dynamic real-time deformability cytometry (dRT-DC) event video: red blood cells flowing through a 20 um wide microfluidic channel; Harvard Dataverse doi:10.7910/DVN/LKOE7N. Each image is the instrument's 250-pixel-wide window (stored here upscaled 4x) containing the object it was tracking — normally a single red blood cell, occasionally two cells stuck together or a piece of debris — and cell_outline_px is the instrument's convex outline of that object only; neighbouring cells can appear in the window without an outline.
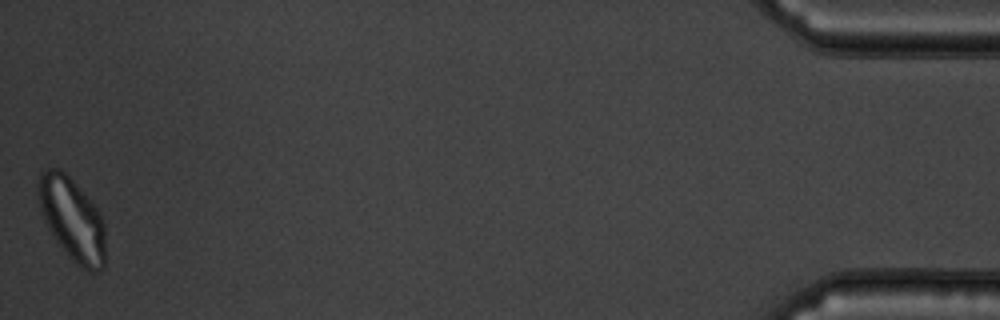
{"species": "common noctule bat (a hibernating species)", "species_latin": "Nyctalus noctula", "temperature_condition": "warm", "stored_images_in_passage": 43, "camera_frame_rate_fps": 3000, "um_per_image_px": 0.085, "animal": {"sex": "male", "body_mass_g": 19.5, "forearm_length_mm": 54.6}, "frame": {"image": 1, "passage_image": 43, "time_ms": 14.0, "image_size_px": [1000, 320], "cell_outline_px": [[104, 268], [96, 272], [88, 272], [76, 264], [56, 240], [48, 228], [44, 220], [36, 196], [36, 188], [40, 172], [48, 168], [56, 168], [64, 172], [72, 180], [100, 212], [104, 224]], "centroid_in_image_um": [6.11, 18.62], "position_along_channel_um": 429.1, "area_um2": 32.31}}